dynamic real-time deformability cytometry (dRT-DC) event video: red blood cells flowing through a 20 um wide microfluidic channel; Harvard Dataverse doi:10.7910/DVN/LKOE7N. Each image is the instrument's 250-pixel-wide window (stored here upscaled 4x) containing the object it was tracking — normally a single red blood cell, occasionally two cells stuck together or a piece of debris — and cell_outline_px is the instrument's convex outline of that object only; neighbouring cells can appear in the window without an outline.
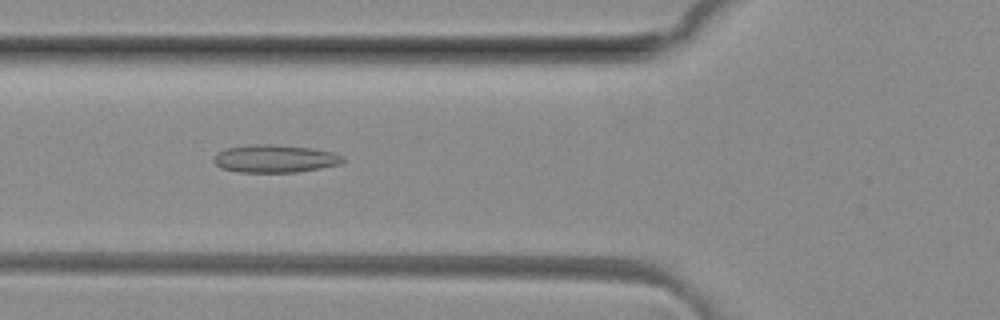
{"species": "common noctule bat (a hibernating species)", "species_latin": "Nyctalus noctula", "temperature_condition": "room temperature", "stored_images_in_passage": 8, "camera_frame_rate_fps": 3000, "um_per_image_px": 0.085, "animal": {"sex": "female", "body_mass_g": 29.2, "forearm_length_mm": 56.3}, "frame": {"image": 1, "passage_image": 6, "time_ms": 1.667, "image_size_px": [1000, 320], "cell_outline_px": [[344, 164], [296, 172], [236, 172], [220, 168], [212, 160], [212, 156], [228, 148], [252, 144], [272, 144], [312, 148], [332, 152], [344, 156]], "centroid_in_image_um": [23.38, 13.49], "position_along_channel_um": 102.4, "area_um2": 21.04}}
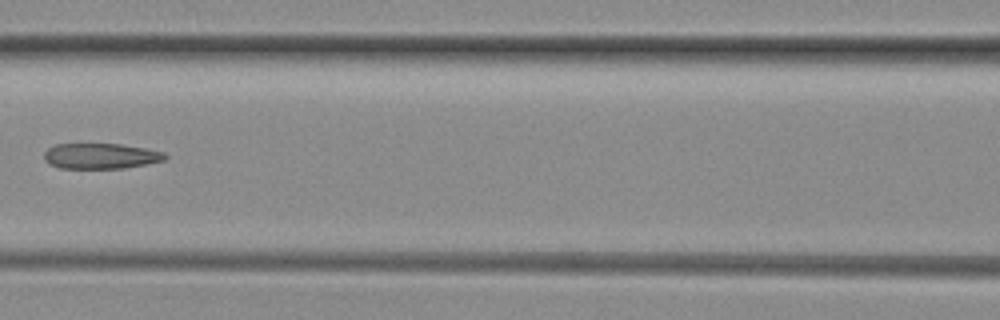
{"frame": {"image": 2, "passage_image": 7, "time_ms": 2.0, "image_size_px": [1000, 320], "cell_outline_px": [[168, 156], [164, 160], [124, 168], [60, 168], [48, 164], [44, 160], [44, 152], [48, 148], [56, 144], [120, 144], [144, 148], [164, 152]], "centroid_in_image_um": [8.52, 13.26], "position_along_channel_um": 158.1, "area_um2": 17.92}}
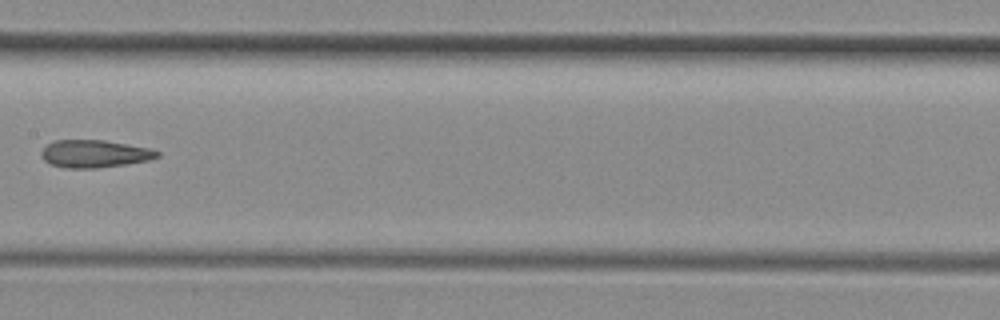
{"frame": {"image": 3, "passage_image": 8, "time_ms": 2.333, "image_size_px": [1000, 320], "cell_outline_px": [[160, 156], [148, 160], [124, 164], [96, 168], [64, 168], [48, 164], [40, 156], [40, 152], [48, 144], [56, 140], [104, 140], [152, 148], [160, 152]], "centroid_in_image_um": [8.02, 13.07], "position_along_channel_um": 199.4, "area_um2": 18.73}}